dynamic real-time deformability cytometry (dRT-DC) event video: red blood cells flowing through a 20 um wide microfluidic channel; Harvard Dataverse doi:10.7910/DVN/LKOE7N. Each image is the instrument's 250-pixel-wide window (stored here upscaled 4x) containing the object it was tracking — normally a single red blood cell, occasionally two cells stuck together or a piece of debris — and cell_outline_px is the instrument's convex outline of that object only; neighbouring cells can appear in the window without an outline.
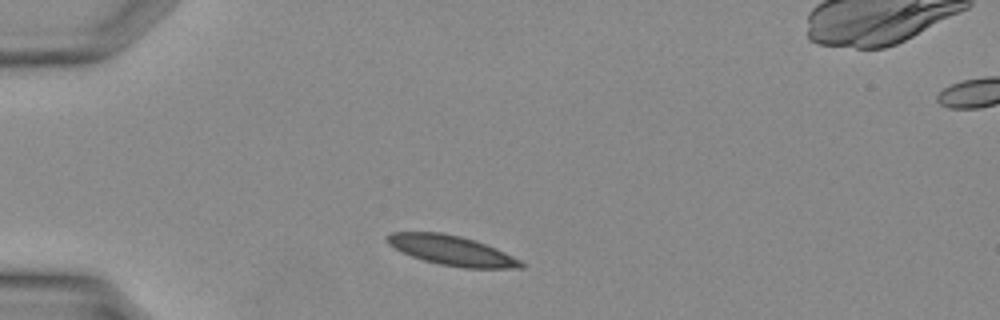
{"species": "Egyptian fruit bat (a non-hibernating species)", "species_latin": "Rousettus aegyptiacus", "temperature_condition": "warm", "stored_images_in_passage": 29, "camera_frame_rate_fps": 3000, "um_per_image_px": 0.085, "animal": {"sex": "female"}, "frame": {"image": 1, "passage_image": 1, "time_ms": 0.0, "image_size_px": [1000, 320], "cell_outline_px": [[524, 268], [464, 268], [440, 264], [424, 260], [412, 256], [388, 244], [384, 236], [392, 232], [440, 232], [460, 236], [496, 248], [520, 260], [524, 264]], "centroid_in_image_um": [38.38, 21.29], "position_along_channel_um": 46.6, "area_um2": 22.89}}
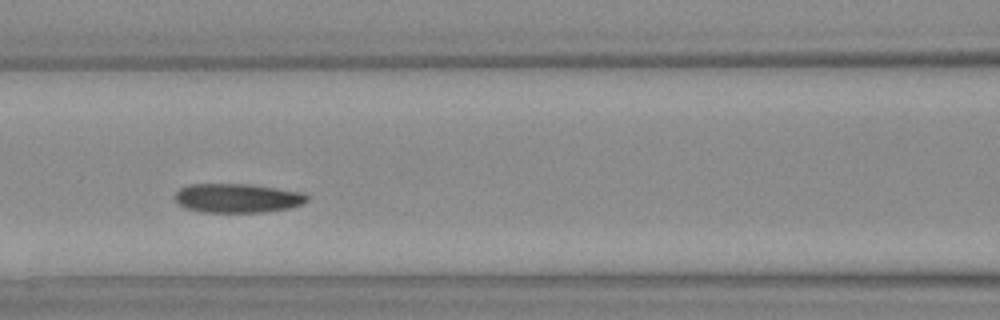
{"frame": {"image": 2, "passage_image": 8, "time_ms": 2.333, "image_size_px": [1000, 320], "cell_outline_px": [[308, 200], [304, 204], [288, 208], [264, 212], [204, 212], [184, 208], [176, 204], [176, 192], [180, 188], [188, 184], [248, 184], [304, 192], [308, 196]], "centroid_in_image_um": [20.18, 16.84], "position_along_channel_um": 146.4, "area_um2": 22.54}}
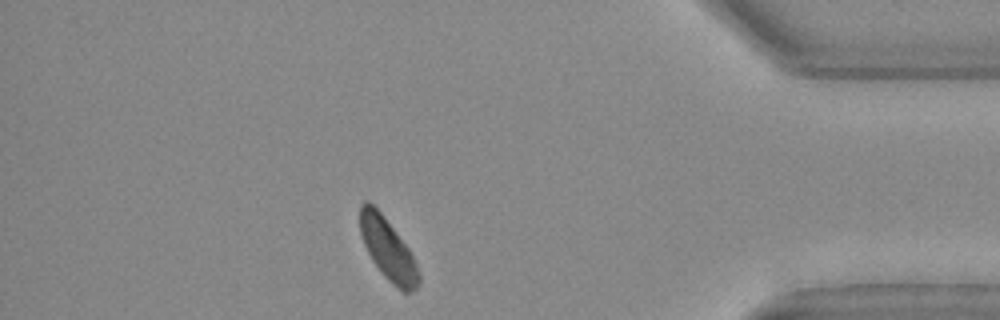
{"frame": {"image": 3, "passage_image": 24, "time_ms": 7.667, "image_size_px": [1000, 320], "cell_outline_px": [[420, 284], [412, 292], [404, 292], [392, 284], [384, 276], [372, 260], [364, 244], [360, 232], [360, 204], [364, 200], [368, 200], [380, 212], [408, 248], [416, 264], [420, 276]], "centroid_in_image_um": [32.96, 21.2], "position_along_channel_um": 402.2, "area_um2": 20.75}}